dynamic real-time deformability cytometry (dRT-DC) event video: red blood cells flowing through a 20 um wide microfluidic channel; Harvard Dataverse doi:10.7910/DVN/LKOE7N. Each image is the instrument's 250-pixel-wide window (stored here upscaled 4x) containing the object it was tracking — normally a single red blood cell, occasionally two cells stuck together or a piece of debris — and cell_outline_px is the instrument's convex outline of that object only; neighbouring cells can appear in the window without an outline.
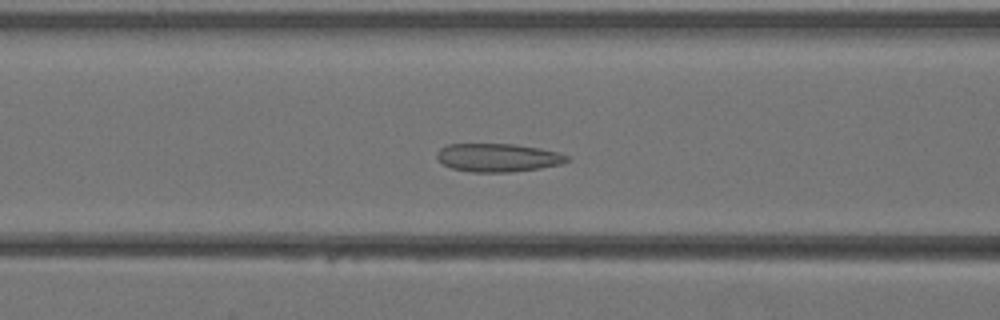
{"species": "Egyptian fruit bat (a non-hibernating species)", "species_latin": "Rousettus aegyptiacus", "temperature_condition": "warm", "stored_images_in_passage": 40, "camera_frame_rate_fps": 3000, "um_per_image_px": 0.085, "animal": {"sex": "female"}, "frame": {"image": 1, "passage_image": 16, "time_ms": 5.0, "image_size_px": [1000, 320], "cell_outline_px": [[572, 160], [560, 164], [540, 168], [508, 172], [472, 172], [452, 168], [444, 164], [436, 156], [436, 152], [440, 148], [448, 144], [516, 144], [540, 148], [560, 152], [568, 156]], "centroid_in_image_um": [42.35, 13.39], "position_along_channel_um": 124.2, "area_um2": 21.5}}
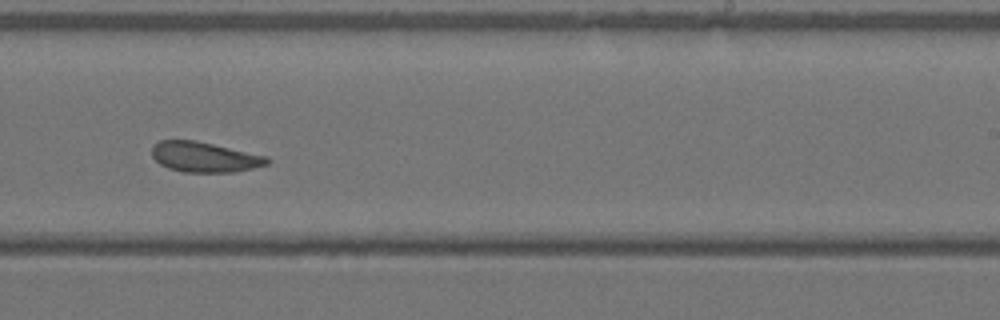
{"frame": {"image": 2, "passage_image": 25, "time_ms": 8.0, "image_size_px": [1000, 320], "cell_outline_px": [[272, 160], [268, 164], [236, 172], [184, 172], [168, 168], [160, 164], [152, 156], [152, 144], [160, 140], [196, 140], [268, 156]], "centroid_in_image_um": [17.39, 13.34], "position_along_channel_um": 271.6, "area_um2": 20.46}}
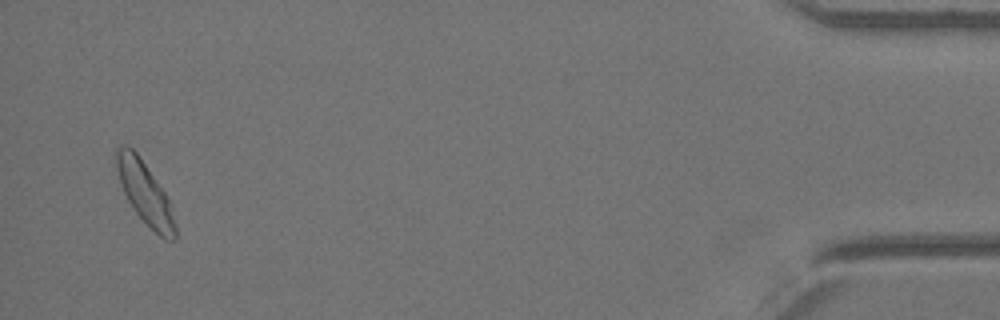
{"frame": {"image": 3, "passage_image": 39, "time_ms": 12.667, "image_size_px": [1000, 320], "cell_outline_px": [[176, 240], [164, 240], [132, 208], [120, 184], [112, 160], [112, 152], [116, 148], [132, 148], [136, 152], [168, 196], [172, 204], [176, 224]], "centroid_in_image_um": [12.31, 16.38], "position_along_channel_um": 422.9, "area_um2": 21.56}}